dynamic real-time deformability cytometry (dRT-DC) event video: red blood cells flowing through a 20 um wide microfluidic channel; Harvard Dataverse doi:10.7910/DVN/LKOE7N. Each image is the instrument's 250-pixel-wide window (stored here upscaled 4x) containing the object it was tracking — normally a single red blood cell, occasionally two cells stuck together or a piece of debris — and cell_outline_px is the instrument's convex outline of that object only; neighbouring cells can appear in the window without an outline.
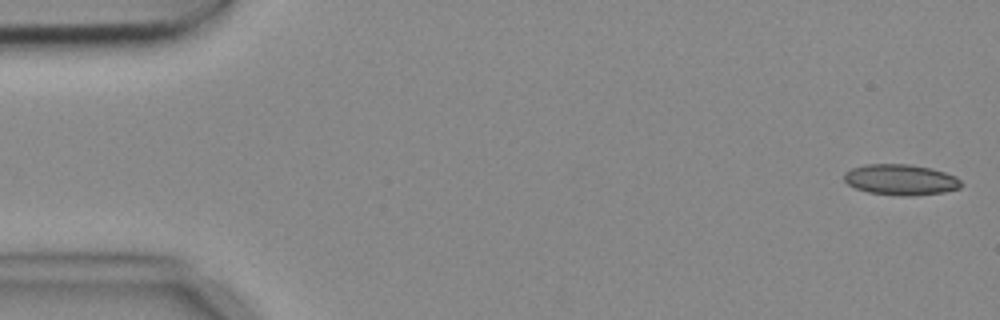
{"species": "common noctule bat (a hibernating species)", "species_latin": "Nyctalus noctula", "temperature_condition": "cold", "stored_images_in_passage": 4, "camera_frame_rate_fps": 3000, "um_per_image_px": 0.085, "animal": {"sex": "female", "body_mass_g": 18.4}, "frame": {"image": 1, "passage_image": 1, "time_ms": 0.0, "image_size_px": [1000, 320], "cell_outline_px": [[964, 184], [960, 188], [944, 192], [912, 196], [900, 196], [868, 192], [856, 188], [848, 184], [844, 180], [844, 172], [852, 168], [864, 164], [908, 164], [932, 168], [956, 176]], "centroid_in_image_um": [76.57, 15.27], "position_along_channel_um": 8.4, "area_um2": 21.15}}
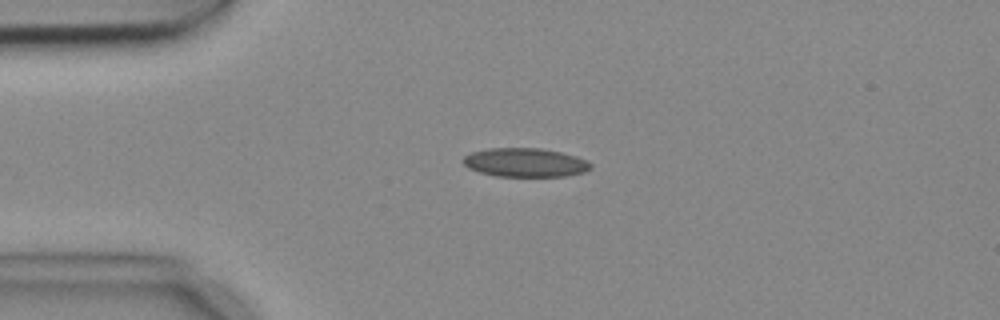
{"frame": {"image": 2, "passage_image": 4, "time_ms": 1.0, "image_size_px": [1000, 320], "cell_outline_px": [[592, 168], [584, 172], [564, 176], [496, 176], [480, 172], [468, 168], [460, 160], [464, 156], [472, 152], [488, 148], [540, 148], [560, 152], [576, 156], [592, 164]], "centroid_in_image_um": [44.61, 13.81], "position_along_channel_um": 40.4, "area_um2": 21.39}}